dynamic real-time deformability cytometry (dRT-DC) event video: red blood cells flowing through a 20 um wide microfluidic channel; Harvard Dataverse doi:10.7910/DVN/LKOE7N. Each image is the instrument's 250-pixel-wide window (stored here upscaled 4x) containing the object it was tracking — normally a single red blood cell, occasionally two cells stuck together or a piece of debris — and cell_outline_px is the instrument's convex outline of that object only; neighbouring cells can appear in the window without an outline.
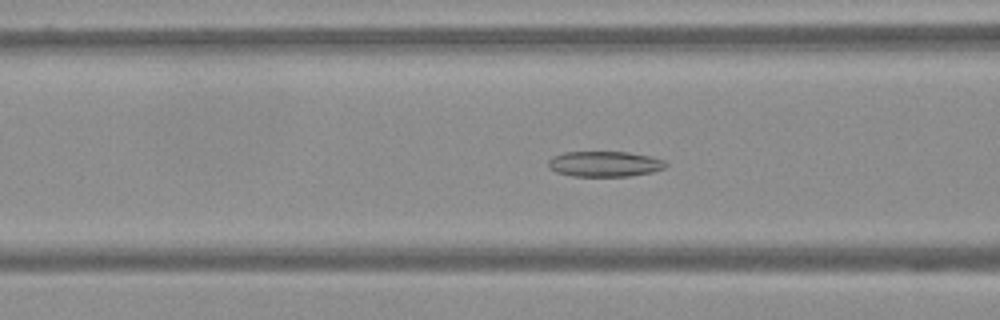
{"species": "Egyptian fruit bat (a non-hibernating species)", "species_latin": "Rousettus aegyptiacus", "temperature_condition": "warm", "stored_images_in_passage": 63, "camera_frame_rate_fps": 3000, "um_per_image_px": 0.085, "frame": {"image": 1, "passage_image": 26, "time_ms": 8.333, "image_size_px": [1000, 320], "cell_outline_px": [[668, 164], [664, 168], [652, 172], [628, 176], [572, 176], [556, 172], [548, 168], [548, 160], [552, 156], [564, 152], [628, 152], [652, 156], [664, 160]], "centroid_in_image_um": [51.38, 13.93], "position_along_channel_um": 115.2, "area_um2": 17.57}}
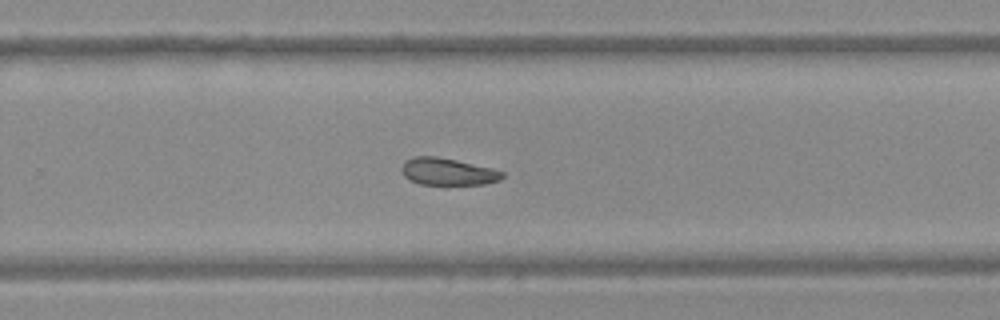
{"frame": {"image": 2, "passage_image": 42, "time_ms": 13.667, "image_size_px": [1000, 320], "cell_outline_px": [[504, 176], [500, 180], [484, 184], [420, 184], [408, 180], [404, 176], [400, 168], [404, 160], [412, 156], [436, 156], [456, 160], [504, 172]], "centroid_in_image_um": [37.98, 14.58], "position_along_channel_um": 291.8, "area_um2": 15.84}}
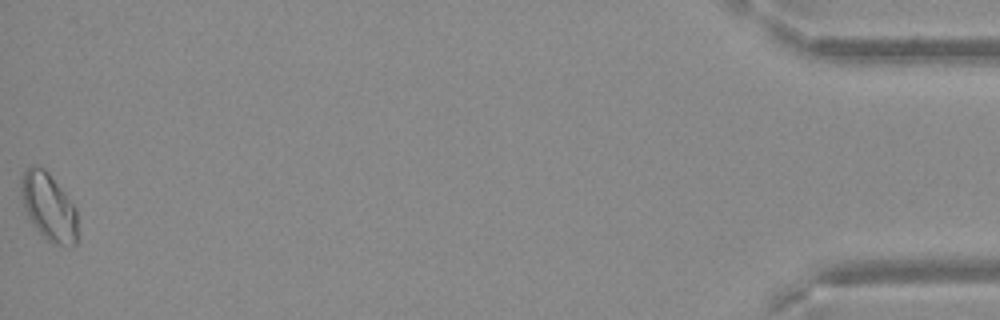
{"frame": {"image": 3, "passage_image": 63, "time_ms": 20.667, "image_size_px": [1000, 320], "cell_outline_px": [[76, 244], [56, 244], [48, 240], [32, 224], [24, 208], [20, 188], [20, 180], [24, 172], [32, 164], [44, 168], [48, 172], [76, 208]], "centroid_in_image_um": [4.1, 17.54], "position_along_channel_um": 431.1, "area_um2": 21.73}}